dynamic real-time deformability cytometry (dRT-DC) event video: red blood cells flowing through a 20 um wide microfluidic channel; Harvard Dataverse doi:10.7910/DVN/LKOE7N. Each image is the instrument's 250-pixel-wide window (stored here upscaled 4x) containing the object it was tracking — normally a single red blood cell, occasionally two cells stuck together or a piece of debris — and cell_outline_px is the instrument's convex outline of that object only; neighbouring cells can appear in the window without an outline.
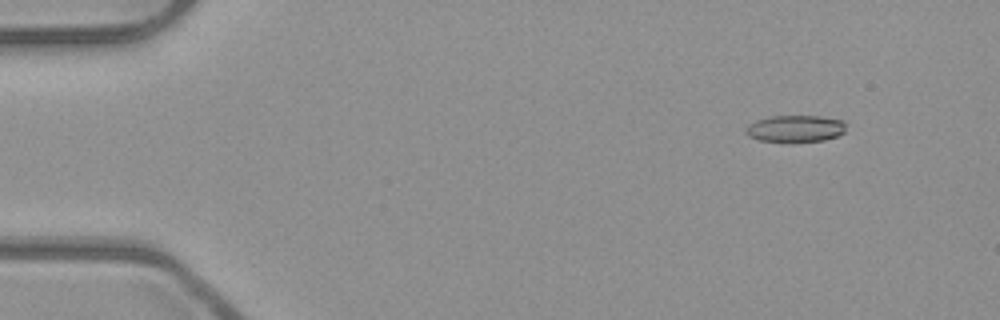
{"species": "common noctule bat (a hibernating species)", "species_latin": "Nyctalus noctula", "temperature_condition": "room temperature", "stored_images_in_passage": 4, "camera_frame_rate_fps": 3000, "um_per_image_px": 0.085, "animal": {"sex": "male", "body_mass_g": 23.1, "forearm_length_mm": 52.7}, "frame": {"image": 1, "passage_image": 2, "time_ms": 0.333, "image_size_px": [1000, 320], "cell_outline_px": [[844, 132], [836, 136], [824, 140], [760, 140], [748, 136], [744, 132], [748, 124], [756, 120], [768, 116], [820, 116], [844, 120]], "centroid_in_image_um": [67.58, 10.89], "position_along_channel_um": 17.4, "area_um2": 15.26}}
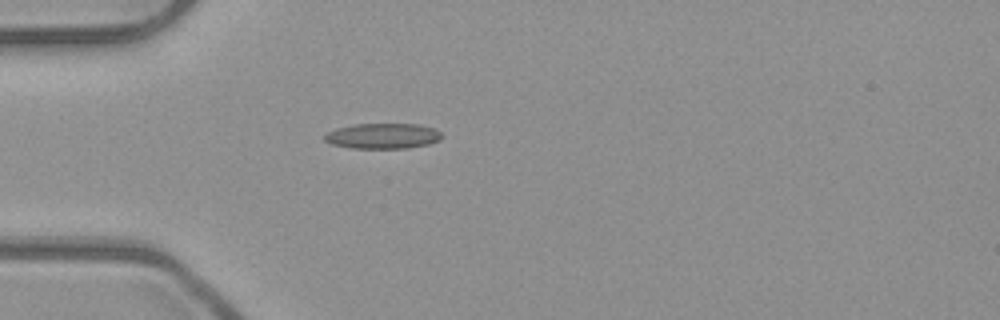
{"frame": {"image": 2, "passage_image": 4, "time_ms": 1.0, "image_size_px": [1000, 320], "cell_outline_px": [[440, 140], [428, 144], [408, 148], [352, 148], [332, 144], [324, 140], [324, 136], [328, 132], [336, 128], [356, 124], [420, 124], [432, 128], [440, 132]], "centroid_in_image_um": [32.52, 11.56], "position_along_channel_um": 52.5, "area_um2": 17.22}}